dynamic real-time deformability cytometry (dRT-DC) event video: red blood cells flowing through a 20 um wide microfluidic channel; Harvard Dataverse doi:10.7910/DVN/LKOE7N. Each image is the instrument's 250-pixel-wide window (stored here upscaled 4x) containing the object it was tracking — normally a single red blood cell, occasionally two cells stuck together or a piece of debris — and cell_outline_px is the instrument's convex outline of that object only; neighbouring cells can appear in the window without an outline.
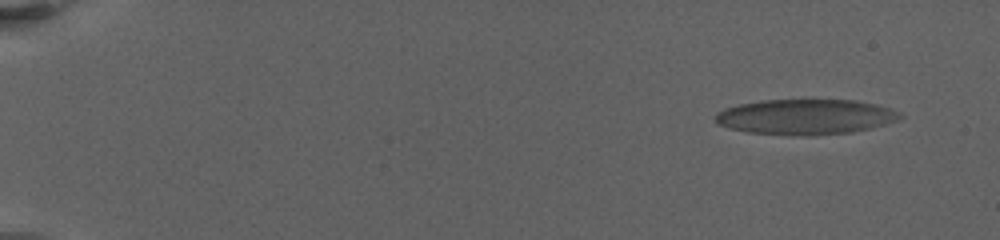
{"species": "human", "species_latin": "Homo sapiens", "temperature_condition": "warm", "stored_images_in_passage": 13, "camera_frame_rate_fps": 3000, "um_per_image_px": 0.085, "donor": {"sex": "female"}, "frame": {"image": 1, "passage_image": 4, "time_ms": 1.333, "image_size_px": [1000, 240], "cell_outline_px": [[904, 116], [896, 120], [884, 124], [852, 132], [804, 136], [748, 132], [728, 128], [720, 124], [712, 116], [716, 112], [724, 108], [740, 104], [764, 100], [856, 100], [876, 104], [900, 112]], "centroid_in_image_um": [68.44, 9.93], "position_along_channel_um": 16.6, "area_um2": 37.86}}
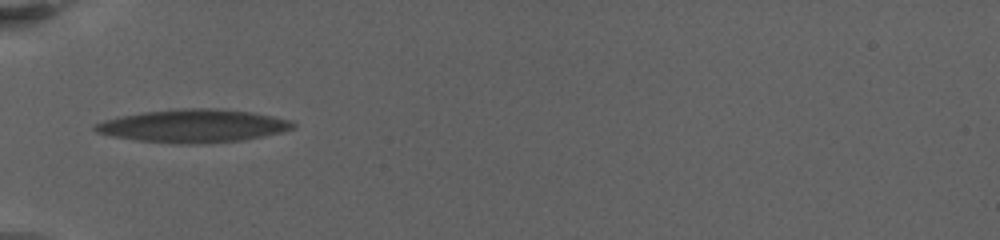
{"frame": {"image": 2, "passage_image": 12, "time_ms": 8.0, "image_size_px": [1000, 240], "cell_outline_px": [[296, 128], [264, 136], [244, 140], [196, 144], [172, 144], [136, 140], [112, 136], [96, 132], [92, 128], [96, 124], [104, 120], [120, 116], [144, 112], [184, 108], [208, 108], [252, 112], [292, 120], [296, 124]], "centroid_in_image_um": [16.44, 10.71], "position_along_channel_um": 68.6, "area_um2": 38.15}}